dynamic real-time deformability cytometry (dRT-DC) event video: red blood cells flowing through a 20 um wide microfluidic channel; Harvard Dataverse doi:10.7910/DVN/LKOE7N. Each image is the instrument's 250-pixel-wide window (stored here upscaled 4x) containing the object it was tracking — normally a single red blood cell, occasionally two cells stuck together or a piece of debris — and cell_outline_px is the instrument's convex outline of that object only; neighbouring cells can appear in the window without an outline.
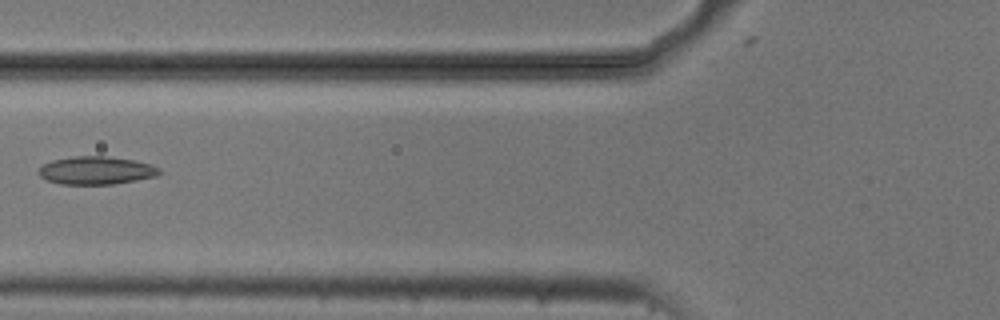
{"species": "common noctule bat (a hibernating species)", "species_latin": "Nyctalus noctula", "temperature_condition": "cold", "stored_images_in_passage": 2, "camera_frame_rate_fps": 3000, "um_per_image_px": 0.085, "animal": {"sex": "male", "body_mass_g": 20.5, "forearm_length_mm": 52.5}, "frame": {"image": 1, "passage_image": 2, "time_ms": 0.333, "image_size_px": [1000, 320], "cell_outline_px": [[160, 172], [156, 176], [116, 184], [60, 184], [48, 180], [40, 176], [40, 168], [44, 164], [52, 160], [72, 156], [104, 156], [132, 160], [152, 164], [160, 168]], "centroid_in_image_um": [8.19, 14.49], "position_along_channel_um": 117.6, "area_um2": 19.54}}